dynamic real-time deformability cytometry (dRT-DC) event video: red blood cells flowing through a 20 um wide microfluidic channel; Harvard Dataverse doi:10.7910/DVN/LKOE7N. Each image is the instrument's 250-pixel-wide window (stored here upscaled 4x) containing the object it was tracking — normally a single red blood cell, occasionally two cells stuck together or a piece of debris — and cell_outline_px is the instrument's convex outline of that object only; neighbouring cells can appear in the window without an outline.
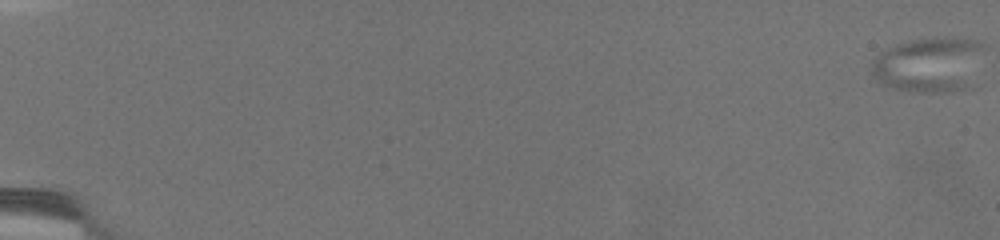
{"species": "common noctule bat (a hibernating species)", "species_latin": "Nyctalus noctula", "temperature_condition": "warm", "stored_images_in_passage": 74, "camera_frame_rate_fps": 3000, "um_per_image_px": 0.085, "animal": {"sex": "female", "body_mass_g": 19.5, "forearm_length_mm": 54.1}, "frame": {"image": 1, "passage_image": 1, "time_ms": 0.0, "image_size_px": [1000, 240], "cell_outline_px": [[984, 48], [964, 88], [952, 92], [912, 92], [892, 88], [880, 84], [872, 76], [872, 64], [876, 56], [884, 48], [908, 40], [936, 36], [944, 36], [976, 40], [984, 44]], "centroid_in_image_um": [78.86, 5.46], "position_along_channel_um": 6.1, "area_um2": 35.95}}
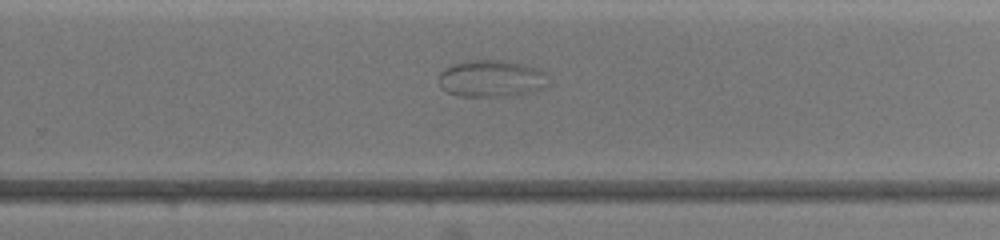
{"frame": {"image": 2, "passage_image": 52, "time_ms": 17.0, "image_size_px": [1000, 240], "cell_outline_px": [[548, 84], [532, 92], [504, 96], [456, 96], [448, 92], [440, 84], [440, 72], [444, 68], [452, 64], [468, 60], [504, 60], [524, 64], [536, 68], [544, 72]], "centroid_in_image_um": [41.75, 6.67], "position_along_channel_um": 288.1, "area_um2": 23.41}}
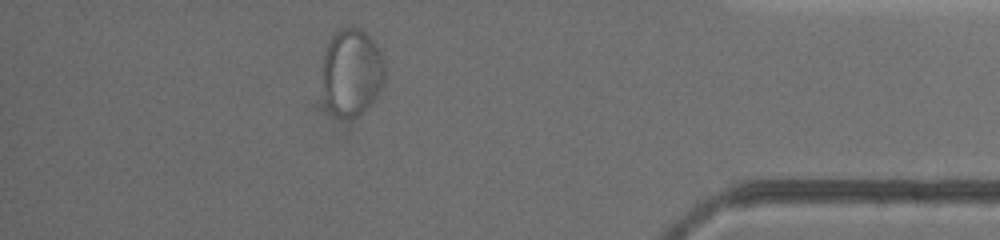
{"frame": {"image": 3, "passage_image": 67, "time_ms": 22.0, "image_size_px": [1000, 240], "cell_outline_px": [[384, 84], [380, 92], [372, 104], [364, 112], [356, 116], [336, 116], [328, 108], [324, 100], [324, 56], [328, 44], [332, 36], [340, 28], [360, 28], [372, 40], [380, 52], [384, 60]], "centroid_in_image_um": [29.93, 6.17], "position_along_channel_um": 405.3, "area_um2": 31.56}}